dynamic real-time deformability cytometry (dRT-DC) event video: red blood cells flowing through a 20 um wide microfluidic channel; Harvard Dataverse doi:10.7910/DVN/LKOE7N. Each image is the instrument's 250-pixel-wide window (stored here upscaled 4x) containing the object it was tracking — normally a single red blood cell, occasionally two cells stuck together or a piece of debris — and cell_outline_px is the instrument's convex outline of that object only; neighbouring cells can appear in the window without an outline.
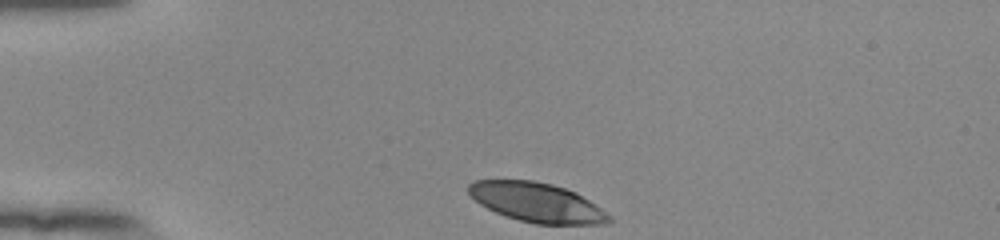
{"species": "human", "species_latin": "Homo sapiens", "temperature_condition": "room temperature", "stored_images_in_passage": 33, "camera_frame_rate_fps": 3000, "um_per_image_px": 0.085, "donor": {"sex": "female"}, "frame": {"image": 1, "passage_image": 1, "time_ms": 0.0, "image_size_px": [1000, 240], "cell_outline_px": [[612, 220], [608, 224], [536, 224], [520, 220], [496, 212], [480, 204], [468, 192], [468, 184], [476, 180], [532, 180], [552, 184], [576, 192], [612, 216]], "centroid_in_image_um": [45.66, 17.21], "position_along_channel_um": 39.3, "area_um2": 31.96}}
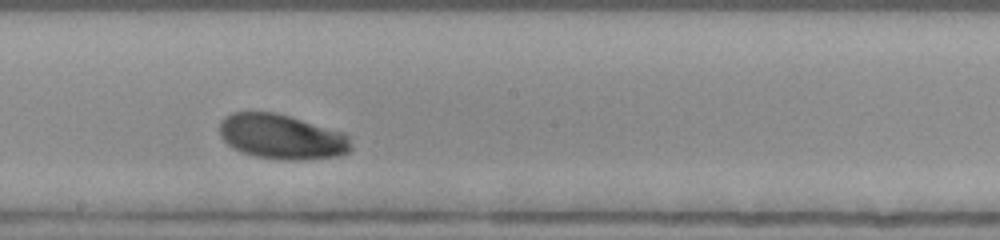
{"frame": {"image": 2, "passage_image": 19, "time_ms": 6.0, "image_size_px": [1000, 240], "cell_outline_px": [[352, 148], [348, 152], [336, 156], [304, 160], [280, 160], [256, 156], [232, 148], [220, 136], [220, 120], [224, 116], [232, 112], [276, 112], [344, 132], [348, 136]], "centroid_in_image_um": [23.93, 11.62], "position_along_channel_um": 224.3, "area_um2": 34.51}}
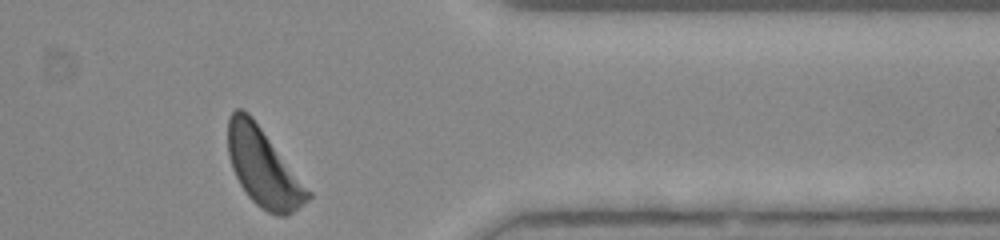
{"frame": {"image": 3, "passage_image": 33, "time_ms": 10.667, "image_size_px": [1000, 240], "cell_outline_px": [[312, 196], [304, 204], [288, 216], [276, 216], [260, 208], [248, 196], [240, 184], [232, 168], [228, 156], [228, 116], [236, 108], [244, 108], [252, 116], [312, 192]], "centroid_in_image_um": [22.39, 14.23], "position_along_channel_um": 389.0, "area_um2": 36.47}, "authors_computed_cell_mechanics": {"area_um2": 33.9864, "velocity_mm_per_s": 3.8145, "shape_relaxation_time_tau1_ms": 2.3167, "shape_relaxation_time_tau2_ms": null, "deformation_change_tau1": 0.1221, "deformation_change_tau2": null}}